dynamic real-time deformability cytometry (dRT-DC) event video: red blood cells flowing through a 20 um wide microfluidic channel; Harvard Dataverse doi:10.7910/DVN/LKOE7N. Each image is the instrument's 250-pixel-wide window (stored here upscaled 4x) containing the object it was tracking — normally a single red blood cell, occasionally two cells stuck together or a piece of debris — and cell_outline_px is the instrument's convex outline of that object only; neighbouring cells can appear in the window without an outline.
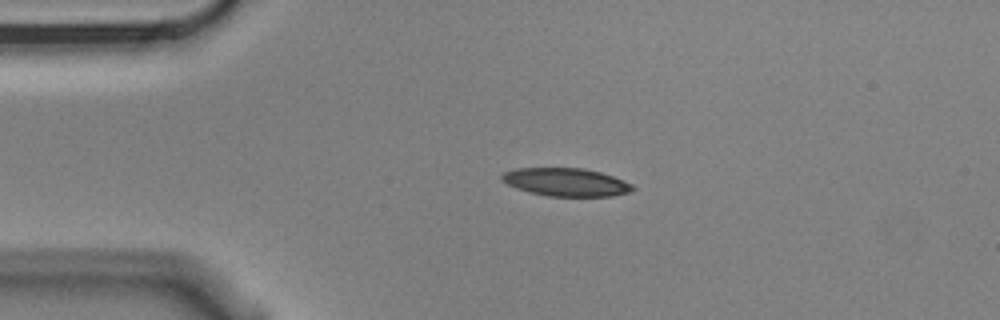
{"species": "Egyptian fruit bat (a non-hibernating species)", "species_latin": "Rousettus aegyptiacus", "temperature_condition": "cold", "stored_images_in_passage": 3, "camera_frame_rate_fps": 3000, "um_per_image_px": 0.085, "animal": {"sex": "male"}, "frame": {"image": 1, "passage_image": 2, "time_ms": 0.333, "image_size_px": [1000, 320], "cell_outline_px": [[636, 188], [632, 192], [612, 196], [548, 196], [516, 188], [500, 180], [500, 176], [504, 172], [516, 168], [584, 168], [600, 172], [624, 180], [632, 184]], "centroid_in_image_um": [48.14, 15.48], "position_along_channel_um": 36.9, "area_um2": 21.44}}